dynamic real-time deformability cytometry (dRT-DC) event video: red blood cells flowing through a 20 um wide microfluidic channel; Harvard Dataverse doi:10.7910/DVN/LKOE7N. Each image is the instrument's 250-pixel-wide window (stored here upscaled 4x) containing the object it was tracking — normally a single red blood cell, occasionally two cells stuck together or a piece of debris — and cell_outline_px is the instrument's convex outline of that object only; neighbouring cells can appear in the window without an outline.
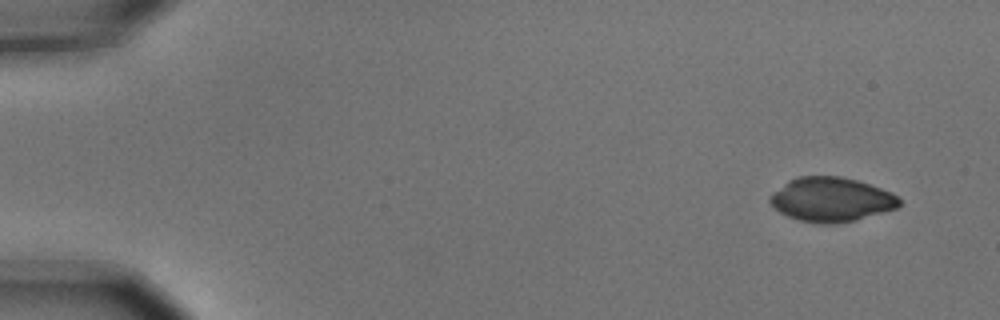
{"species": "common noctule bat (a hibernating species)", "species_latin": "Nyctalus noctula", "temperature_condition": "cold", "stored_images_in_passage": 5, "camera_frame_rate_fps": 3000, "um_per_image_px": 0.085, "animal": {"sex": "male", "body_mass_g": 15.6}, "frame": {"image": 1, "passage_image": 1, "time_ms": 0.0, "image_size_px": [1000, 320], "cell_outline_px": [[900, 204], [896, 208], [856, 220], [836, 224], [816, 224], [800, 220], [788, 216], [772, 208], [768, 200], [768, 196], [772, 192], [788, 180], [796, 176], [840, 176], [856, 180], [892, 192], [900, 200]], "centroid_in_image_um": [70.6, 16.96], "position_along_channel_um": 14.4, "area_um2": 33.58}}